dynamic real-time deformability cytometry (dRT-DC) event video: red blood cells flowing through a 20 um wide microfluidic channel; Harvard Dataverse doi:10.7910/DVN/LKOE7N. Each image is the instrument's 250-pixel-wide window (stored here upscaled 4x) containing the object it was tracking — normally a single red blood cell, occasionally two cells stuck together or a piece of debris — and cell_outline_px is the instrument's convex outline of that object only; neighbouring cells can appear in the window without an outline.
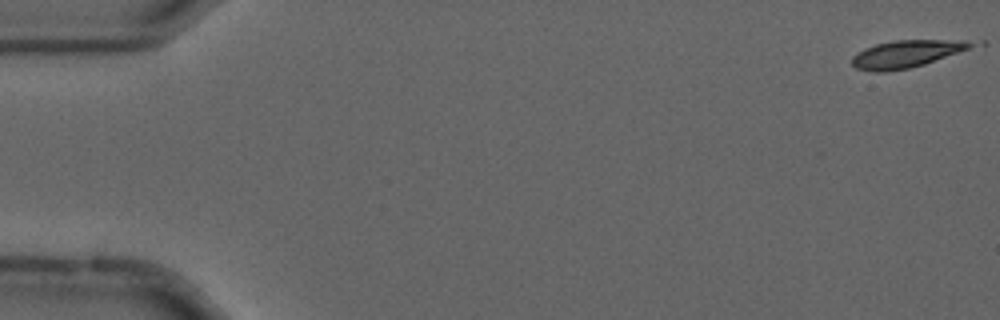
{"species": "common noctule bat (a hibernating species)", "species_latin": "Nyctalus noctula", "temperature_condition": "cold", "stored_images_in_passage": 45, "camera_frame_rate_fps": 3000, "um_per_image_px": 0.085, "animal": {"sex": "male", "forearm_length_mm": 52.5}, "frame": {"image": 1, "passage_image": 1, "time_ms": 0.0, "image_size_px": [1000, 320], "cell_outline_px": [[976, 44], [968, 48], [924, 64], [908, 68], [884, 72], [876, 72], [856, 68], [852, 64], [852, 56], [864, 48], [876, 44], [896, 40], [964, 40]], "centroid_in_image_um": [76.96, 4.58], "position_along_channel_um": 8.0, "area_um2": 18.55}}
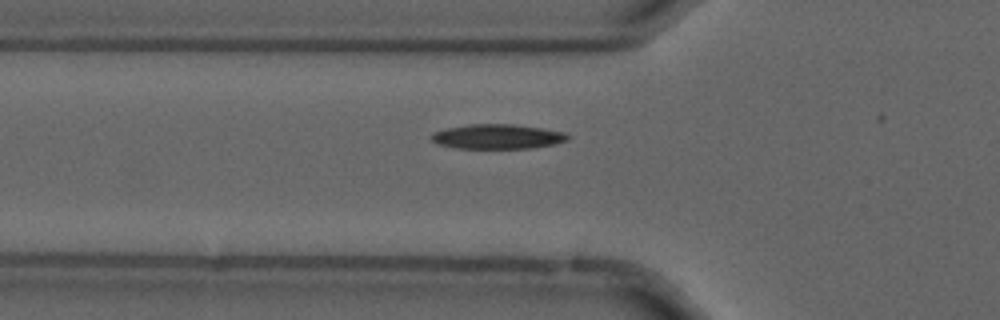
{"frame": {"image": 2, "passage_image": 19, "time_ms": 6.0, "image_size_px": [1000, 320], "cell_outline_px": [[572, 136], [568, 140], [552, 144], [532, 148], [456, 148], [436, 144], [432, 140], [432, 136], [436, 132], [444, 128], [468, 124], [512, 124], [540, 128], [564, 132]], "centroid_in_image_um": [42.28, 11.61], "position_along_channel_um": 83.5, "area_um2": 19.54}}
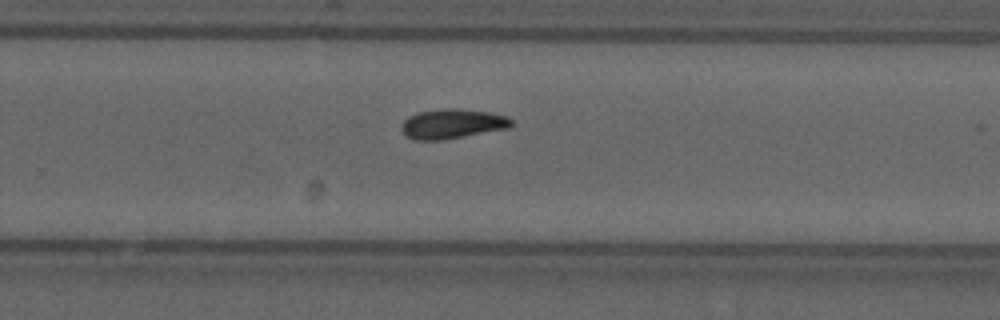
{"frame": {"image": 3, "passage_image": 36, "time_ms": 11.667, "image_size_px": [1000, 320], "cell_outline_px": [[516, 124], [508, 128], [444, 140], [416, 140], [404, 136], [400, 128], [404, 120], [408, 116], [416, 112], [444, 108], [452, 108], [488, 112], [508, 116], [516, 120]], "centroid_in_image_um": [38.46, 10.52], "position_along_channel_um": 291.3, "area_um2": 19.36}}